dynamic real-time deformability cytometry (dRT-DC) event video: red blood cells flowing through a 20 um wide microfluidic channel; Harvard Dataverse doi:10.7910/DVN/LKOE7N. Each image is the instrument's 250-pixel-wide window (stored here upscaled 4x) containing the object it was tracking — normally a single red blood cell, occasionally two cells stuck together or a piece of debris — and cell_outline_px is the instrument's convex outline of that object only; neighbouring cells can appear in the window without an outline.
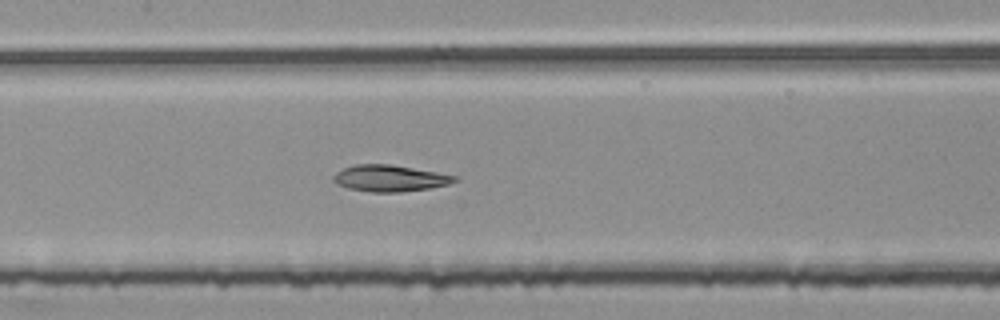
{"species": "common noctule bat (a hibernating species)", "species_latin": "Nyctalus noctula", "temperature_condition": "room temperature", "stored_images_in_passage": 54, "segment_of_instrument_passage": [2, 2], "camera_frame_rate_fps": 3000, "um_per_image_px": 0.085, "animal": {"sex": "female", "body_mass_g": 25.1}, "frame": {"image": 1, "passage_image": 26, "time_ms": 8.333, "image_size_px": [1000, 320], "cell_outline_px": [[456, 180], [448, 184], [432, 188], [400, 192], [372, 192], [348, 188], [336, 184], [332, 180], [332, 176], [336, 172], [344, 168], [356, 164], [388, 164], [436, 172], [456, 176]], "centroid_in_image_um": [33.08, 15.16], "position_along_channel_um": 174.3, "area_um2": 18.55}}
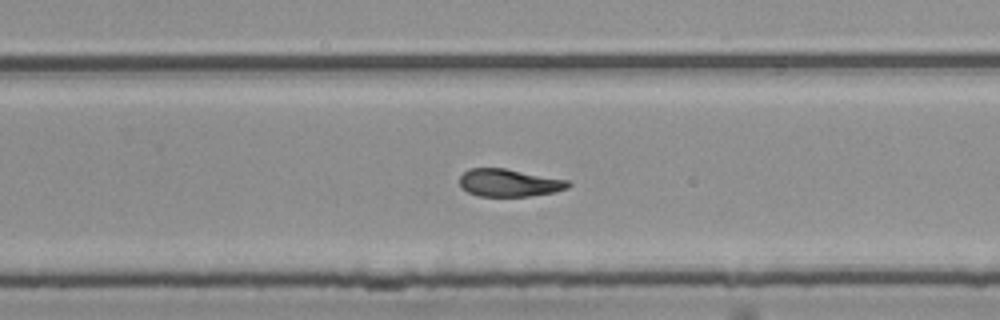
{"frame": {"image": 2, "passage_image": 35, "time_ms": 11.333, "image_size_px": [1000, 320], "cell_outline_px": [[572, 184], [568, 188], [556, 192], [528, 196], [476, 196], [468, 192], [460, 184], [460, 176], [468, 168], [504, 168], [568, 180]], "centroid_in_image_um": [43.29, 15.54], "position_along_channel_um": 286.5, "area_um2": 17.46}}
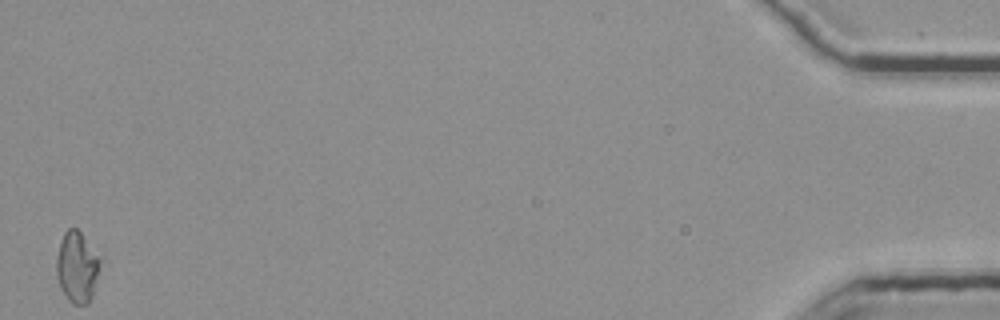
{"frame": {"image": 3, "passage_image": 54, "time_ms": 17.667, "image_size_px": [1000, 320], "cell_outline_px": [[108, 264], [88, 304], [72, 304], [68, 300], [60, 288], [56, 276], [56, 256], [60, 240], [64, 232], [68, 228], [76, 228], [108, 260]], "centroid_in_image_um": [6.69, 22.69], "position_along_channel_um": 428.5, "area_um2": 19.83}}